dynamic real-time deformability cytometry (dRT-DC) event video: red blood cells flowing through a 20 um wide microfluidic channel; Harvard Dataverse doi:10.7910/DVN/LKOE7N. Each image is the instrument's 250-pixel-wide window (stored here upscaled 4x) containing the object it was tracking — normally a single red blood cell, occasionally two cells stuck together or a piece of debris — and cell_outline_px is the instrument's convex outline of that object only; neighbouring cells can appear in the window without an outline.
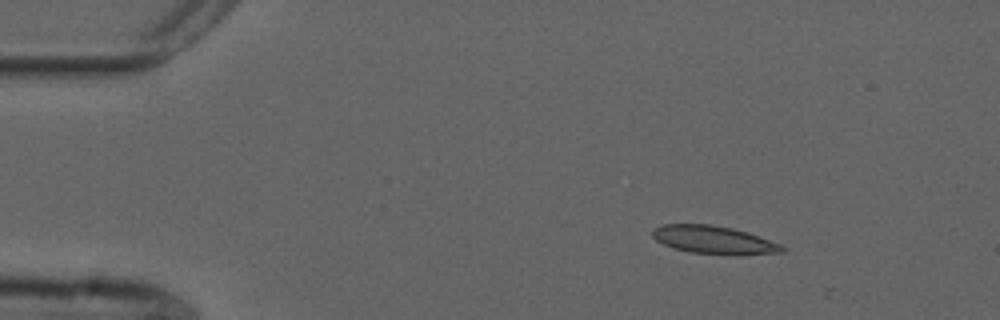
{"species": "common noctule bat (a hibernating species)", "species_latin": "Nyctalus noctula", "temperature_condition": "cold", "stored_images_in_passage": 4, "camera_frame_rate_fps": 3000, "um_per_image_px": 0.085, "animal": {"sex": "male", "forearm_length_mm": 52.5}, "frame": {"image": 1, "passage_image": 1, "time_ms": 0.0, "image_size_px": [1000, 320], "cell_outline_px": [[784, 252], [692, 252], [672, 248], [656, 240], [652, 236], [652, 228], [660, 224], [712, 224], [732, 228], [748, 232], [780, 244], [784, 248]], "centroid_in_image_um": [60.53, 20.32], "position_along_channel_um": 24.5, "area_um2": 20.11}}